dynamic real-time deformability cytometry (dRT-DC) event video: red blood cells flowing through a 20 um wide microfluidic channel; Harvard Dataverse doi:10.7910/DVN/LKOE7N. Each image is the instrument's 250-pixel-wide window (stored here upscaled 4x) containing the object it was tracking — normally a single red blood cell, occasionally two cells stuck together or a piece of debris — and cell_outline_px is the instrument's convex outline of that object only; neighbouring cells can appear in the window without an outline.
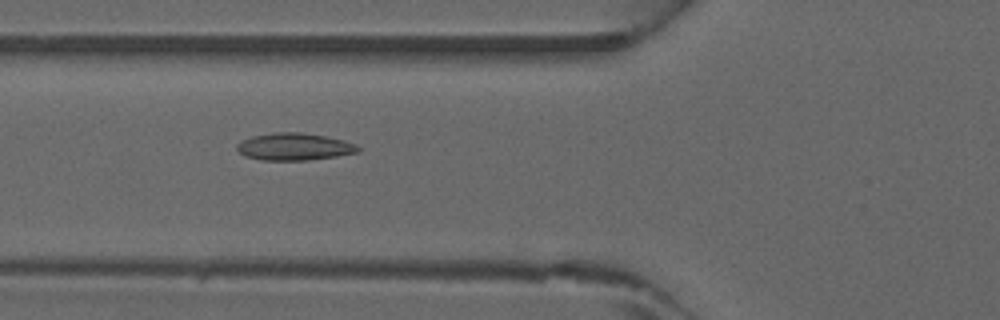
{"species": "common noctule bat (a hibernating species)", "species_latin": "Nyctalus noctula", "temperature_condition": "warm", "stored_images_in_passage": 13, "camera_frame_rate_fps": 3000, "um_per_image_px": 0.085, "animal": {"sex": "male", "forearm_length_mm": 52.5}, "frame": {"image": 1, "passage_image": 3, "time_ms": 0.667, "image_size_px": [1000, 320], "cell_outline_px": [[360, 152], [336, 156], [308, 160], [260, 160], [244, 156], [236, 148], [236, 144], [252, 136], [272, 132], [304, 132], [344, 140], [356, 144], [360, 148]], "centroid_in_image_um": [25.01, 12.46], "position_along_channel_um": 100.8, "area_um2": 19.31}}
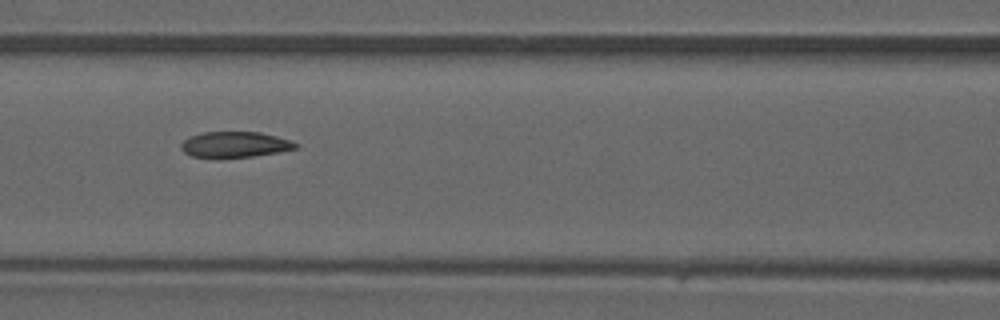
{"frame": {"image": 2, "passage_image": 6, "time_ms": 1.667, "image_size_px": [1000, 320], "cell_outline_px": [[300, 144], [296, 148], [276, 152], [252, 156], [192, 156], [184, 152], [180, 148], [180, 144], [184, 140], [192, 136], [204, 132], [260, 132], [292, 140]], "centroid_in_image_um": [20.0, 12.26], "position_along_channel_um": 146.6, "area_um2": 16.7}}